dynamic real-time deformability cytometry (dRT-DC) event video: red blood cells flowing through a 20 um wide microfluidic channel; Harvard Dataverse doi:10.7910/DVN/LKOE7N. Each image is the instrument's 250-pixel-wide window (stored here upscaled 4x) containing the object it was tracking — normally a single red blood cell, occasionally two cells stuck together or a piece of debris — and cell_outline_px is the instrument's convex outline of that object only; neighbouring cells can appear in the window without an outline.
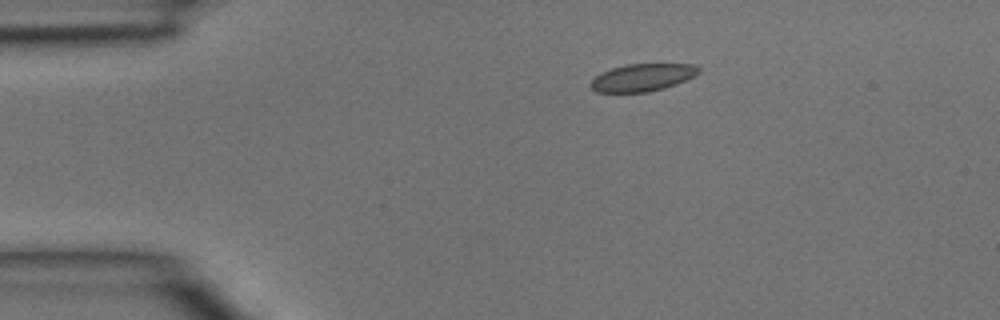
{"species": "common noctule bat (a hibernating species)", "species_latin": "Nyctalus noctula", "temperature_condition": "room temperature", "stored_images_in_passage": 2, "camera_frame_rate_fps": 3000, "um_per_image_px": 0.085, "animal": {"sex": "male", "body_mass_g": 15.6}, "frame": {"image": 1, "passage_image": 2, "time_ms": 0.333, "image_size_px": [1000, 320], "cell_outline_px": [[700, 72], [676, 84], [664, 88], [648, 92], [596, 92], [588, 84], [600, 72], [624, 64], [692, 64], [700, 68]], "centroid_in_image_um": [54.57, 6.58], "position_along_channel_um": 30.4, "area_um2": 17.22}}